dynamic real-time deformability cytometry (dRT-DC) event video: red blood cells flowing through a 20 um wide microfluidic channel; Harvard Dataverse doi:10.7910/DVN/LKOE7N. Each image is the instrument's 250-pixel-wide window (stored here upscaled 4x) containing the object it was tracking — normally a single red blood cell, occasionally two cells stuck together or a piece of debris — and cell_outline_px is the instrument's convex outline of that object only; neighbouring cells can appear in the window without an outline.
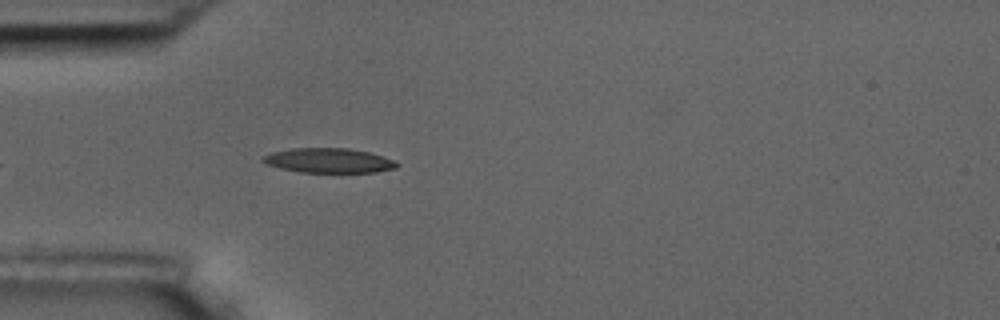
{"species": "common noctule bat (a hibernating species)", "species_latin": "Nyctalus noctula", "temperature_condition": "room temperature", "stored_images_in_passage": 1, "camera_frame_rate_fps": 3000, "um_per_image_px": 0.085, "animal": {"sex": "male", "body_mass_g": 17.5, "forearm_length_mm": 52.3}, "frame": {"image": 1, "passage_image": 1, "time_ms": 0.0, "image_size_px": [1000, 320], "cell_outline_px": [[400, 164], [396, 168], [376, 172], [300, 172], [280, 168], [268, 164], [260, 160], [264, 156], [272, 152], [292, 148], [348, 148], [368, 152], [384, 156]], "centroid_in_image_um": [27.96, 13.64], "position_along_channel_um": 57.0, "area_um2": 19.13}}